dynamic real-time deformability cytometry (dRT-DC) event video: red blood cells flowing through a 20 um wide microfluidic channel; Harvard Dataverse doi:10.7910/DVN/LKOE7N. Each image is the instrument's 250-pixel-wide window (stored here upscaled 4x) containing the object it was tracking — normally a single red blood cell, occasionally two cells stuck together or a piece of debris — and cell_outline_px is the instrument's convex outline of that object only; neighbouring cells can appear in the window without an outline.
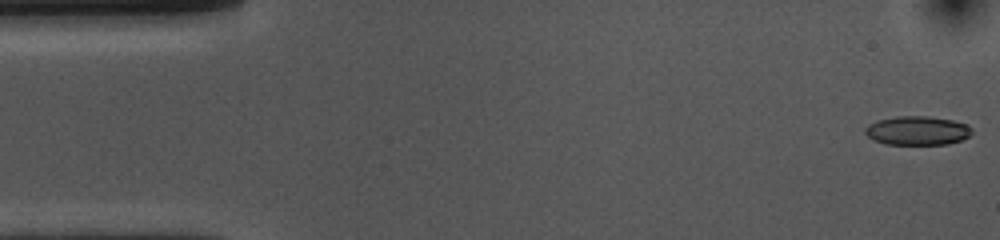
{"species": "common noctule bat (a hibernating species)", "species_latin": "Nyctalus noctula", "temperature_condition": "cold", "stored_images_in_passage": 52, "camera_frame_rate_fps": 3000, "um_per_image_px": 0.085, "animal": {"sex": "female", "body_mass_g": 10.0, "forearm_length_mm": 53.1}, "frame": {"image": 1, "passage_image": 1, "time_ms": 0.0, "image_size_px": [1000, 240], "cell_outline_px": [[972, 132], [968, 136], [960, 140], [948, 144], [884, 144], [872, 140], [864, 132], [864, 128], [868, 124], [876, 120], [896, 116], [928, 116], [952, 120], [968, 124], [972, 128]], "centroid_in_image_um": [77.94, 11.09], "position_along_channel_um": 7.1, "area_um2": 18.15}}
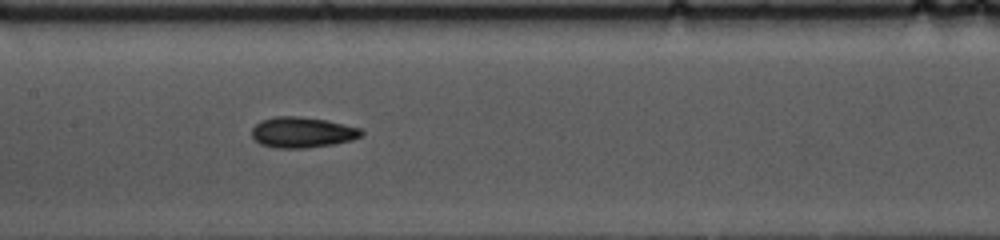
{"frame": {"image": 2, "passage_image": 24, "time_ms": 7.667, "image_size_px": [1000, 240], "cell_outline_px": [[364, 132], [360, 136], [352, 140], [332, 144], [304, 148], [276, 148], [260, 144], [252, 136], [252, 128], [260, 120], [272, 116], [300, 116], [328, 120], [360, 128]], "centroid_in_image_um": [25.67, 11.23], "position_along_channel_um": 181.7, "area_um2": 19.65}}
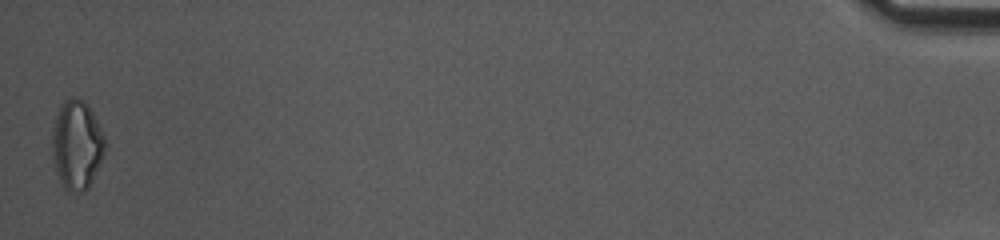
{"frame": {"image": 3, "passage_image": 52, "time_ms": 17.0, "image_size_px": [1000, 240], "cell_outline_px": [[104, 152], [92, 180], [88, 188], [84, 192], [68, 192], [64, 188], [60, 180], [52, 160], [52, 128], [60, 104], [64, 100], [72, 96], [76, 96], [84, 100], [92, 112], [104, 136]], "centroid_in_image_um": [6.49, 12.3], "position_along_channel_um": 428.7, "area_um2": 27.4}, "authors_computed_cell_mechanics": {"area_um2": 18.7272, "velocity_mm_per_s": 3.7345, "shape_relaxation_time_tau1_ms": 4.2134, "shape_relaxation_time_tau2_ms": 5.3951, "deformation_change_tau1": 0.1247, "deformation_change_tau2": 0.1332}}